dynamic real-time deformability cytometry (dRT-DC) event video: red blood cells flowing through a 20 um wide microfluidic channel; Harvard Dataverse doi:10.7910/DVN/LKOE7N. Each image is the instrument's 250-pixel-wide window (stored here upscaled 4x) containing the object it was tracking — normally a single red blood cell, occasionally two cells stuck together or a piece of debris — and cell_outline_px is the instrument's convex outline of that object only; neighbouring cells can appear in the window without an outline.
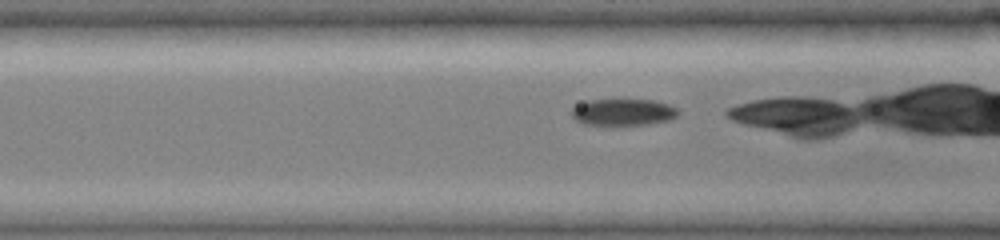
{"species": "common noctule bat (a hibernating species)", "species_latin": "Nyctalus noctula", "temperature_condition": "cold", "stored_images_in_passage": 34, "camera_frame_rate_fps": 3000, "um_per_image_px": 0.085, "animal": {"sex": "female", "body_mass_g": 19.0, "forearm_length_mm": 51.5}, "frame": {"image": 1, "passage_image": 14, "time_ms": 4.333, "image_size_px": [1000, 240], "cell_outline_px": [[680, 112], [676, 116], [668, 120], [648, 124], [612, 128], [584, 124], [576, 120], [572, 116], [572, 108], [588, 100], [656, 100], [668, 104], [676, 108]], "centroid_in_image_um": [52.95, 9.58], "position_along_channel_um": 113.7, "area_um2": 17.17}}